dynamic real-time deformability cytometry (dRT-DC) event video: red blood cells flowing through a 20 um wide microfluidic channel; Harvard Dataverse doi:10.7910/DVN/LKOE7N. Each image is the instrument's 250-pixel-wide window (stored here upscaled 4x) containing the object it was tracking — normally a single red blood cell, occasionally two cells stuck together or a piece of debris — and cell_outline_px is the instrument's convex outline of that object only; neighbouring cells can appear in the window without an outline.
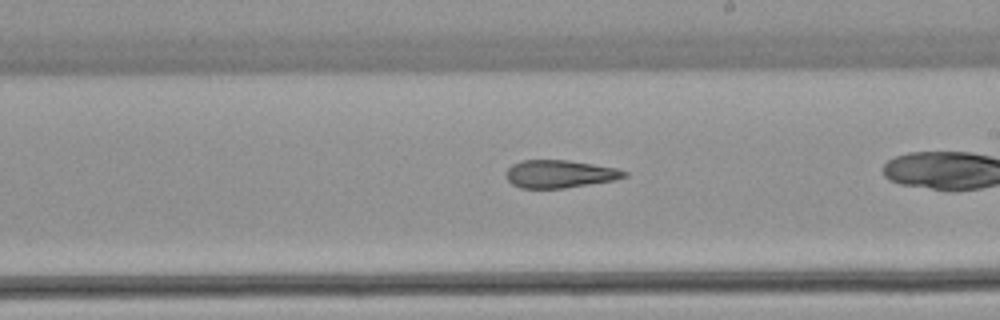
{"species": "common noctule bat (a hibernating species)", "species_latin": "Nyctalus noctula", "temperature_condition": "warm", "stored_images_in_passage": 35, "camera_frame_rate_fps": 3000, "um_per_image_px": 0.085, "animal": {"sex": "female", "body_mass_g": 22.7, "forearm_length_mm": 54.2}, "frame": {"image": 1, "passage_image": 25, "time_ms": 8.0, "image_size_px": [1000, 320], "cell_outline_px": [[628, 176], [612, 180], [564, 188], [520, 188], [512, 184], [508, 180], [504, 172], [512, 164], [520, 160], [568, 160], [616, 168], [628, 172]], "centroid_in_image_um": [47.53, 14.78], "position_along_channel_um": 241.5, "area_um2": 19.07}}